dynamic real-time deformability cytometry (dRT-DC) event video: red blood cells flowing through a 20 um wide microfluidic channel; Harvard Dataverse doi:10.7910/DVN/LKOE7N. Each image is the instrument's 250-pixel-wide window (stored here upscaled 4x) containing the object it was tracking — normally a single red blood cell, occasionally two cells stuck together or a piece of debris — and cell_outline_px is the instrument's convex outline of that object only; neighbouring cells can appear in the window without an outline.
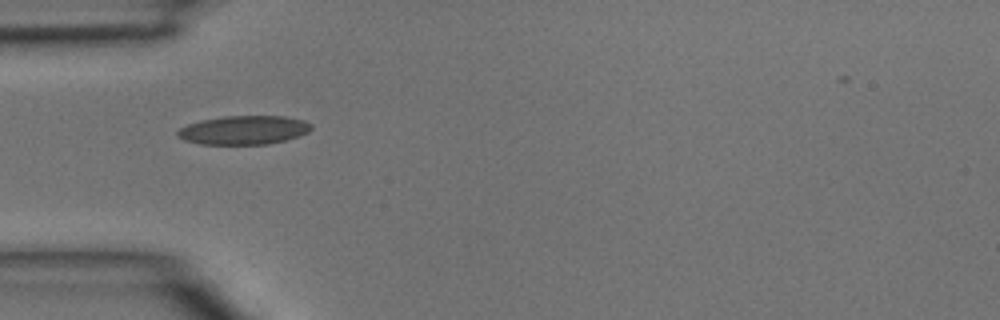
{"species": "common noctule bat (a hibernating species)", "species_latin": "Nyctalus noctula", "temperature_condition": "room temperature", "stored_images_in_passage": 5, "camera_frame_rate_fps": 3000, "um_per_image_px": 0.085, "animal": {"sex": "male", "body_mass_g": 15.6}, "frame": {"image": 1, "passage_image": 4, "time_ms": 1.0, "image_size_px": [1000, 320], "cell_outline_px": [[312, 128], [308, 132], [284, 140], [268, 144], [200, 144], [184, 140], [176, 136], [176, 132], [180, 128], [188, 124], [200, 120], [224, 116], [284, 116], [304, 120], [312, 124]], "centroid_in_image_um": [20.69, 11.05], "position_along_channel_um": 64.3, "area_um2": 22.43}}